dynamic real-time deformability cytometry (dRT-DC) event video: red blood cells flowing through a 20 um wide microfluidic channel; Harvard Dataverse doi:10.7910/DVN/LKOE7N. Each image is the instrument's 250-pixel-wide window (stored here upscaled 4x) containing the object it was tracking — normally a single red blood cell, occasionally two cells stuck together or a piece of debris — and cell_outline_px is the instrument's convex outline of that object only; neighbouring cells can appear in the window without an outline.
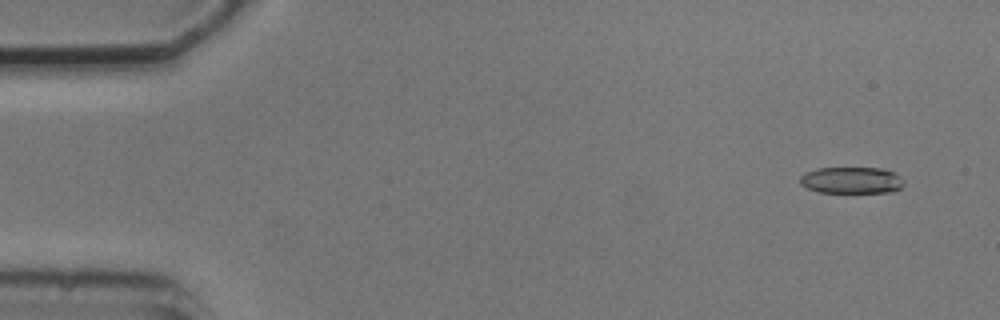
{"species": "common noctule bat (a hibernating species)", "species_latin": "Nyctalus noctula", "temperature_condition": "cold", "stored_images_in_passage": 54, "camera_frame_rate_fps": 3000, "um_per_image_px": 0.085, "animal": {"sex": "male", "body_mass_g": 20.5, "forearm_length_mm": 52.5}, "frame": {"image": 1, "passage_image": 4, "time_ms": 1.0, "image_size_px": [1000, 320], "cell_outline_px": [[904, 184], [896, 192], [816, 192], [800, 184], [800, 176], [804, 172], [816, 168], [880, 168], [892, 172], [900, 176], [904, 180]], "centroid_in_image_um": [72.37, 15.32], "position_along_channel_um": 12.6, "area_um2": 16.18}}
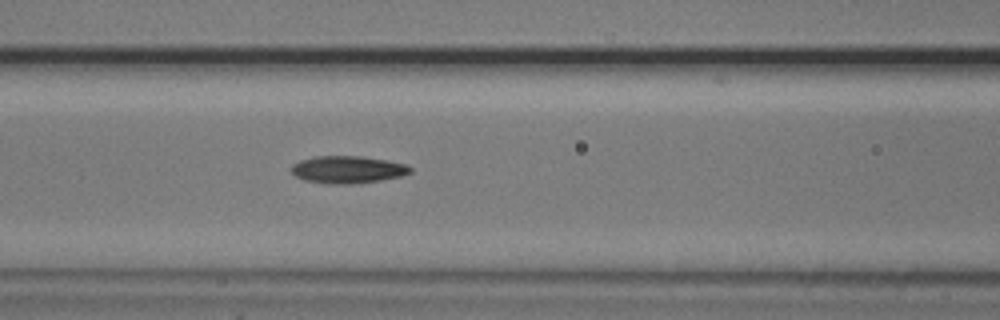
{"frame": {"image": 2, "passage_image": 23, "time_ms": 7.333, "image_size_px": [1000, 320], "cell_outline_px": [[412, 172], [400, 176], [380, 180], [352, 184], [332, 184], [304, 180], [296, 176], [292, 172], [292, 164], [300, 160], [316, 156], [360, 156], [408, 164], [412, 168]], "centroid_in_image_um": [29.56, 14.41], "position_along_channel_um": 137.0, "area_um2": 18.84}}
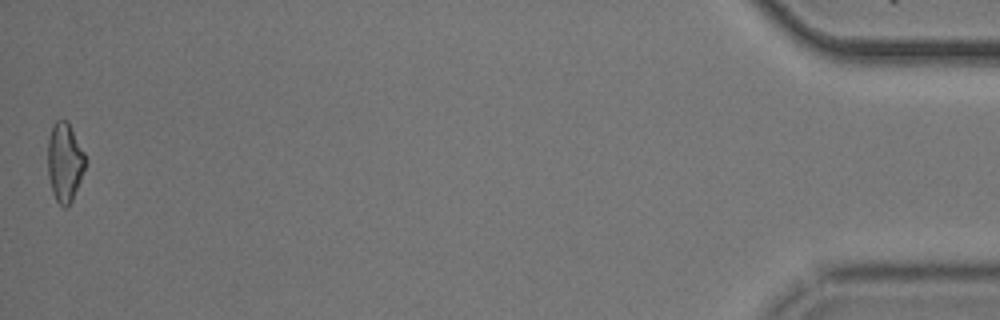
{"frame": {"image": 3, "passage_image": 54, "time_ms": 17.667, "image_size_px": [1000, 320], "cell_outline_px": [[88, 160], [72, 200], [64, 208], [56, 200], [52, 192], [48, 176], [48, 136], [56, 120], [68, 120]], "centroid_in_image_um": [5.5, 13.76], "position_along_channel_um": 429.7, "area_um2": 17.34}, "authors_computed_cell_mechanics": {"area_um2": 17.9469, "velocity_mm_per_s": 3.766, "shape_relaxation_time_tau1_ms": 6.2727, "shape_relaxation_time_tau2_ms": 5.3582, "deformation_change_tau1": 0.1775, "deformation_change_tau2": 0.145}}